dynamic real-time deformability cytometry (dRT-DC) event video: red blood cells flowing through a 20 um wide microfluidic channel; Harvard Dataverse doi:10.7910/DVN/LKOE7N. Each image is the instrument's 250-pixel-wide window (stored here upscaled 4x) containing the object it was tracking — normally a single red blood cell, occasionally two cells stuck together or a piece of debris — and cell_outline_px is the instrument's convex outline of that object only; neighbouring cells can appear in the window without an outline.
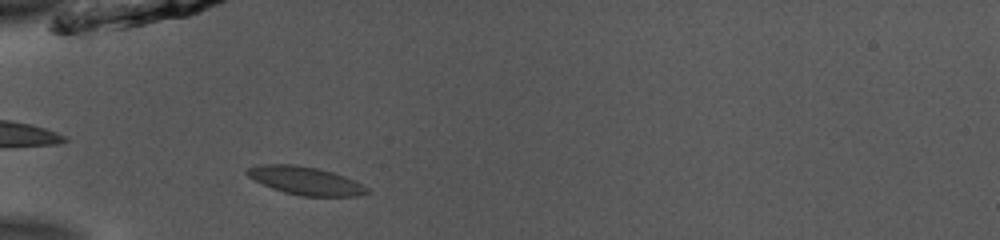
{"species": "common noctule bat (a hibernating species)", "species_latin": "Nyctalus noctula", "temperature_condition": "room temperature", "stored_images_in_passage": 12, "camera_frame_rate_fps": 3000, "um_per_image_px": 0.085, "animal": {"sex": "male", "body_mass_g": 13.0, "forearm_length_mm": 53.1}, "frame": {"image": 1, "passage_image": 3, "time_ms": 0.667, "image_size_px": [1000, 240], "cell_outline_px": [[372, 192], [360, 196], [300, 196], [284, 192], [272, 188], [248, 176], [244, 172], [244, 168], [264, 164], [296, 164], [316, 168], [332, 172], [344, 176], [368, 188]], "centroid_in_image_um": [25.95, 15.36], "position_along_channel_um": 59.0, "area_um2": 19.59}}
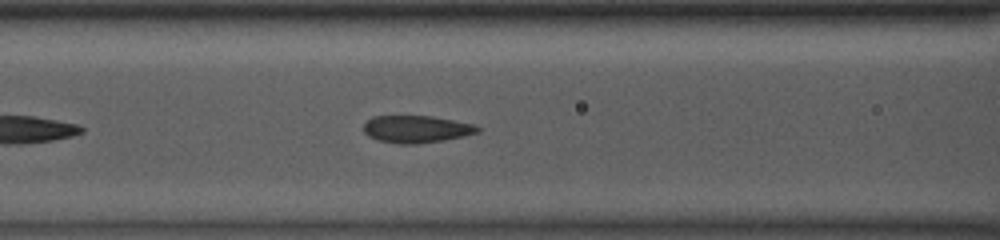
{"frame": {"image": 2, "passage_image": 9, "time_ms": 2.667, "image_size_px": [1000, 240], "cell_outline_px": [[480, 132], [464, 136], [444, 140], [416, 144], [396, 144], [380, 140], [368, 136], [364, 132], [364, 124], [372, 116], [432, 116], [472, 124], [480, 128]], "centroid_in_image_um": [35.38, 10.98], "position_along_channel_um": 131.2, "area_um2": 18.03}}